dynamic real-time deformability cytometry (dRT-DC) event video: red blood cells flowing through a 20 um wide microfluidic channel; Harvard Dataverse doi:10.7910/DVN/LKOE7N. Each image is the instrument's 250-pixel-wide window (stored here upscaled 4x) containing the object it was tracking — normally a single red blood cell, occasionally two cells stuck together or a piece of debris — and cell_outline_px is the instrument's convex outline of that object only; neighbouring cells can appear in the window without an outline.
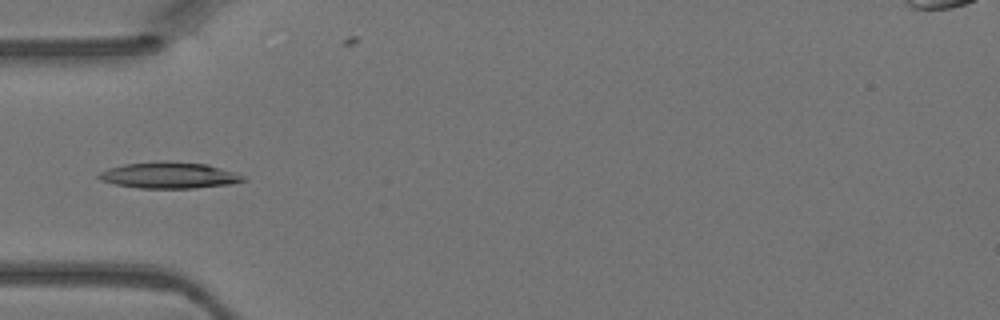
{"species": "Egyptian fruit bat (a non-hibernating species)", "species_latin": "Rousettus aegyptiacus", "temperature_condition": "warm", "stored_images_in_passage": 3, "camera_frame_rate_fps": 3000, "um_per_image_px": 0.085, "animal": {"sex": "female"}, "frame": {"image": 1, "passage_image": 3, "time_ms": 0.667, "image_size_px": [1000, 320], "cell_outline_px": [[244, 180], [232, 184], [192, 188], [140, 188], [116, 184], [100, 180], [96, 176], [100, 172], [108, 168], [124, 164], [160, 160], [164, 160], [208, 164], [236, 172], [244, 176]], "centroid_in_image_um": [14.37, 14.88], "position_along_channel_um": 70.6, "area_um2": 22.25}}